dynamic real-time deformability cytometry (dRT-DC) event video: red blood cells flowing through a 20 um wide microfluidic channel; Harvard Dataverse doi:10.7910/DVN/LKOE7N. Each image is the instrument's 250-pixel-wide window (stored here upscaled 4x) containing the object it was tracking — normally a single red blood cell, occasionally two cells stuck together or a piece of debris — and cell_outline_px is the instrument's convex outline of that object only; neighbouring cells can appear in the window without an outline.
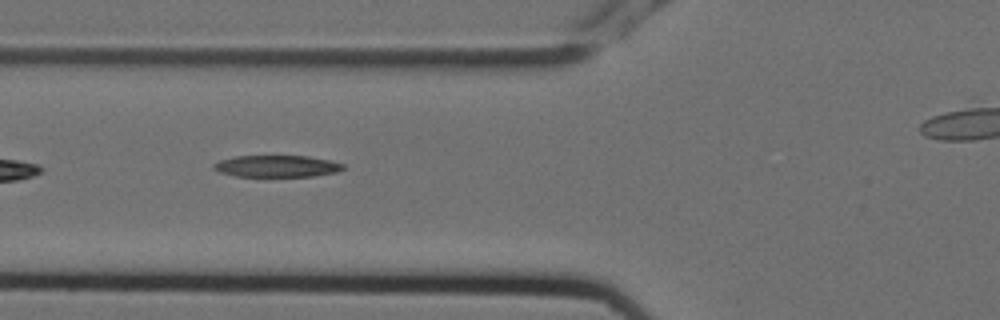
{"species": "Egyptian fruit bat (a non-hibernating species)", "species_latin": "Rousettus aegyptiacus", "temperature_condition": "cold", "stored_images_in_passage": 8, "segment_of_instrument_passage": [1, 2], "camera_frame_rate_fps": 3000, "um_per_image_px": 0.085, "animal": {"sex": "female"}, "frame": {"image": 1, "passage_image": 6, "time_ms": 1.667, "image_size_px": [1000, 320], "cell_outline_px": [[344, 168], [336, 172], [312, 176], [236, 176], [220, 172], [212, 168], [212, 164], [220, 160], [236, 156], [308, 156], [328, 160], [344, 164]], "centroid_in_image_um": [23.5, 14.12], "position_along_channel_um": 102.3, "area_um2": 16.24}}
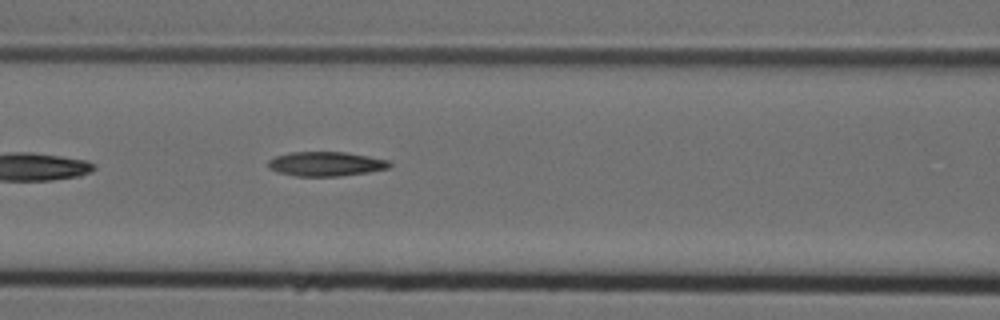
{"frame": {"image": 2, "passage_image": 7, "time_ms": 2.0, "image_size_px": [1000, 320], "cell_outline_px": [[392, 164], [388, 168], [368, 172], [340, 176], [296, 176], [276, 172], [268, 168], [268, 160], [276, 156], [292, 152], [348, 152], [388, 160]], "centroid_in_image_um": [27.68, 13.93], "position_along_channel_um": 138.9, "area_um2": 17.28}}